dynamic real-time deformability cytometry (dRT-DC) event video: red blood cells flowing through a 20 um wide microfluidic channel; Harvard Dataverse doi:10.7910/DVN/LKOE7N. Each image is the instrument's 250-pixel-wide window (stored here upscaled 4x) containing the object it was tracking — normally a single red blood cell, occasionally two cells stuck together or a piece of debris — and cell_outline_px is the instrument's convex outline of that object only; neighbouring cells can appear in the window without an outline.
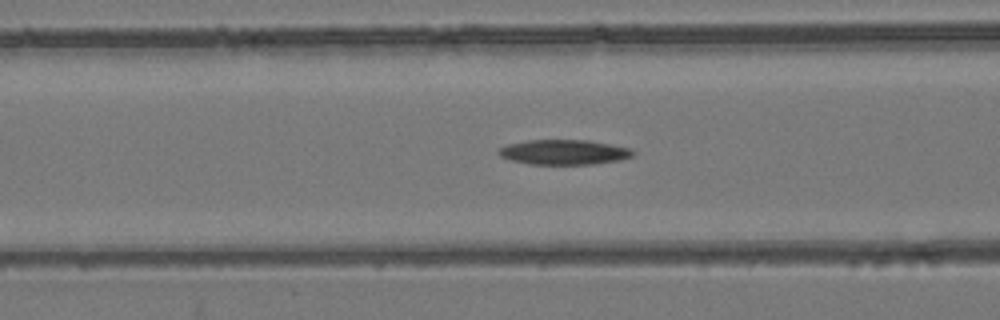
{"species": "common noctule bat (a hibernating species)", "species_latin": "Nyctalus noctula", "temperature_condition": "room temperature", "stored_images_in_passage": 54, "camera_frame_rate_fps": 3000, "um_per_image_px": 0.085, "animal": {"sex": "female", "body_mass_g": 24.6, "forearm_length_mm": 56.2}, "frame": {"image": 1, "passage_image": 22, "time_ms": 7.0, "image_size_px": [1000, 320], "cell_outline_px": [[636, 152], [632, 156], [620, 160], [596, 164], [528, 164], [512, 160], [500, 156], [496, 152], [500, 148], [508, 144], [528, 140], [588, 140], [628, 148]], "centroid_in_image_um": [47.92, 12.94], "position_along_channel_um": 118.7, "area_um2": 19.42}}
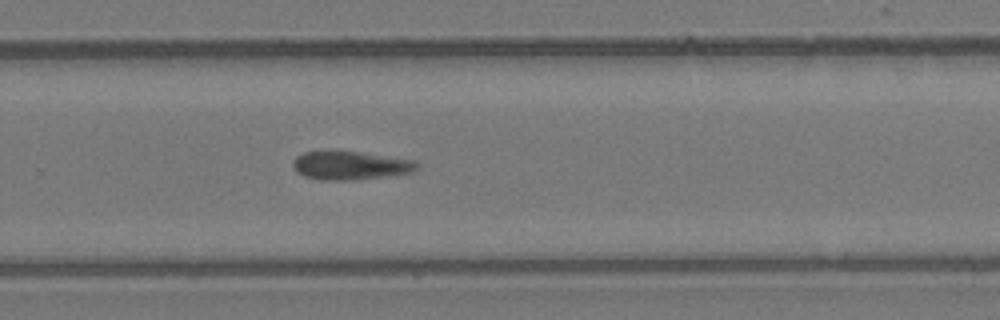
{"frame": {"image": 2, "passage_image": 36, "time_ms": 11.667, "image_size_px": [1000, 320], "cell_outline_px": [[420, 168], [412, 172], [352, 180], [320, 180], [304, 176], [296, 172], [292, 164], [292, 160], [296, 156], [304, 152], [320, 148], [356, 152], [412, 160]], "centroid_in_image_um": [29.64, 14.03], "position_along_channel_um": 300.2, "area_um2": 20.81}}
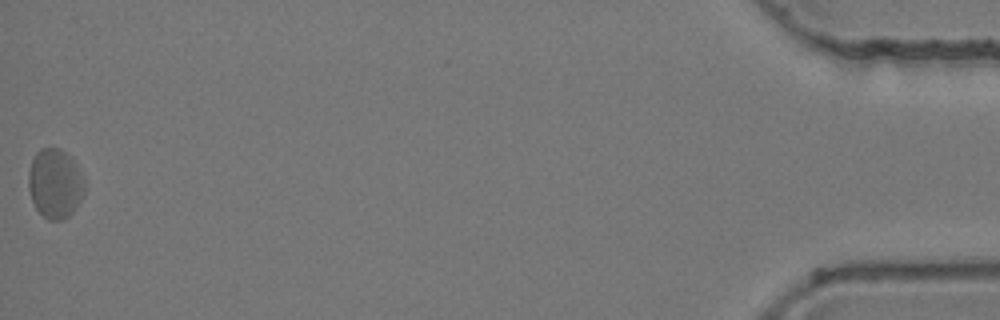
{"frame": {"image": 3, "passage_image": 54, "time_ms": 17.667, "image_size_px": [1000, 320], "cell_outline_px": [[84, 192], [80, 200], [72, 212], [64, 220], [48, 220], [36, 208], [32, 200], [28, 188], [28, 172], [32, 160], [36, 152], [40, 148], [60, 148], [76, 164], [84, 180]], "centroid_in_image_um": [4.66, 15.6], "position_along_channel_um": 430.5, "area_um2": 22.54}, "authors_computed_cell_mechanics": {"area_um2": 20.519, "velocity_mm_per_s": 3.894, "shape_relaxation_time_tau1_ms": null, "shape_relaxation_time_tau2_ms": 10.1598, "deformation_change_tau1": null, "deformation_change_tau2": 0.2036}}